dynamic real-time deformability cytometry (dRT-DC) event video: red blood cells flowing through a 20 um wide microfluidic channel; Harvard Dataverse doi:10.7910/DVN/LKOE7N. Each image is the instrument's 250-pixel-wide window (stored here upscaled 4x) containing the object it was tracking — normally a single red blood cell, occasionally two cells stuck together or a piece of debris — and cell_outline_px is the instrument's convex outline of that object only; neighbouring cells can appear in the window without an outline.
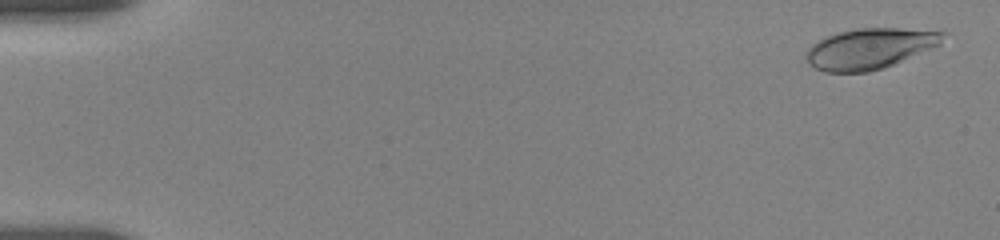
{"species": "human", "species_latin": "Homo sapiens", "temperature_condition": "room temperature", "stored_images_in_passage": 28, "camera_frame_rate_fps": 3000, "um_per_image_px": 0.085, "donor": {"sex": "female"}, "frame": {"image": 1, "passage_image": 2, "time_ms": 0.333, "image_size_px": [1000, 240], "cell_outline_px": [[944, 32], [940, 44], [884, 68], [868, 72], [824, 72], [808, 64], [804, 56], [804, 52], [812, 44], [828, 36], [840, 32], [856, 28], [896, 28]], "centroid_in_image_um": [73.85, 4.14], "position_along_channel_um": 11.1, "area_um2": 32.02}}
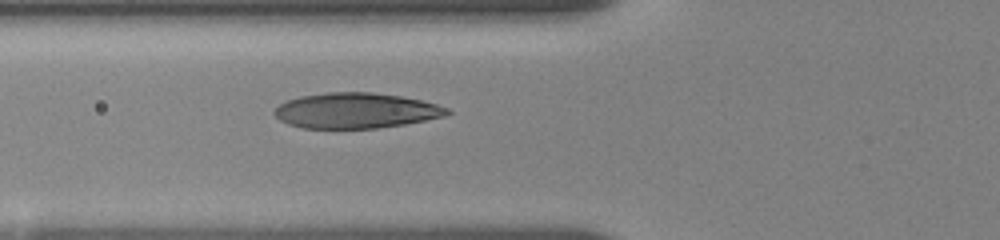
{"frame": {"image": 2, "passage_image": 21, "time_ms": 6.667, "image_size_px": [1000, 240], "cell_outline_px": [[452, 112], [444, 116], [404, 124], [376, 128], [304, 128], [288, 124], [280, 120], [272, 112], [280, 104], [288, 100], [300, 96], [328, 92], [372, 92], [400, 96], [420, 100], [436, 104], [448, 108]], "centroid_in_image_um": [30.23, 9.4], "position_along_channel_um": 95.6, "area_um2": 35.43}}
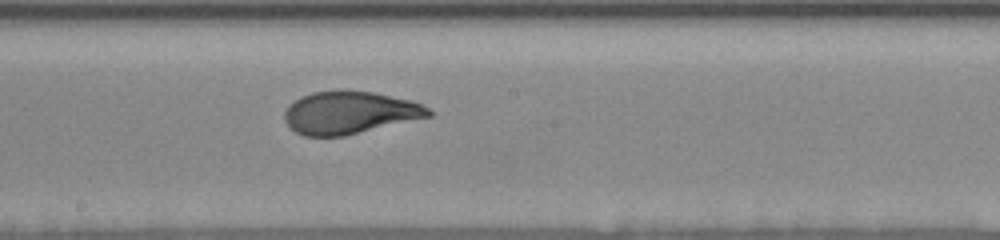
{"frame": {"image": 3, "passage_image": 28, "time_ms": 10.0, "image_size_px": [1000, 240], "cell_outline_px": [[432, 116], [344, 136], [304, 136], [288, 128], [284, 120], [284, 112], [288, 104], [300, 96], [312, 92], [372, 92], [412, 100], [424, 104], [432, 112]], "centroid_in_image_um": [29.7, 9.59], "position_along_channel_um": 218.5, "area_um2": 35.6}}